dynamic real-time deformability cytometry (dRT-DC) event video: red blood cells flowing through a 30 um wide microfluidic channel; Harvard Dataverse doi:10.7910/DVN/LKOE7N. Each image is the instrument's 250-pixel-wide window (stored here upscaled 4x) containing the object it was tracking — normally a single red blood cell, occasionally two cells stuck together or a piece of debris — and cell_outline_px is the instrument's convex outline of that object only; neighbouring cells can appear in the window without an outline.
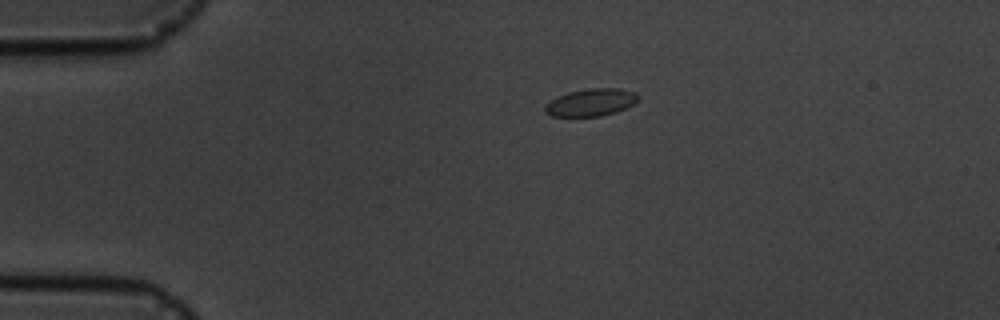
{"species": "common noctule bat (a hibernating species)", "species_latin": "Nyctalus noctula", "temperature_condition": "cold", "stored_images_in_passage": 3, "camera_frame_rate_fps": 3000, "um_per_image_px": 0.085, "animal": {"sex": "male", "body_mass_g": 19.5, "forearm_length_mm": 54.6}, "frame": {"image": 1, "passage_image": 1, "time_ms": 0.0, "image_size_px": [1000, 320], "cell_outline_px": [[640, 96], [632, 104], [616, 112], [600, 116], [552, 116], [544, 112], [544, 108], [556, 96], [568, 92], [588, 88], [620, 88], [636, 92]], "centroid_in_image_um": [50.23, 8.69], "position_along_channel_um": 34.8, "area_um2": 14.8}}
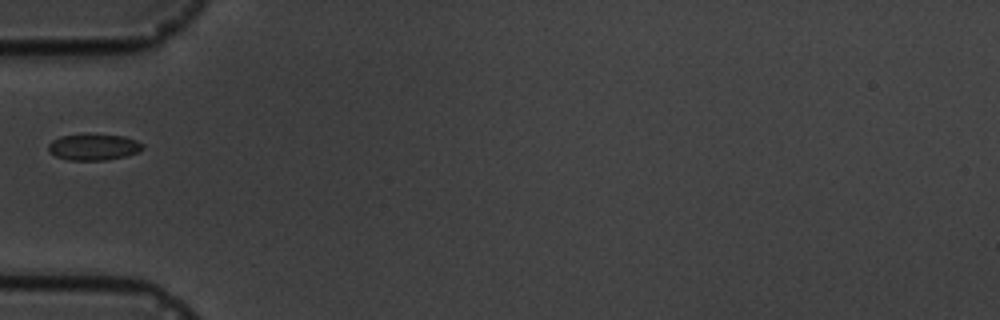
{"frame": {"image": 2, "passage_image": 3, "time_ms": 2.333, "image_size_px": [1000, 320], "cell_outline_px": [[144, 148], [140, 152], [124, 156], [104, 160], [68, 160], [56, 156], [48, 148], [48, 144], [52, 140], [60, 136], [84, 132], [124, 136], [136, 140], [144, 144]], "centroid_in_image_um": [7.97, 12.46], "position_along_channel_um": 77.0, "area_um2": 14.85}}